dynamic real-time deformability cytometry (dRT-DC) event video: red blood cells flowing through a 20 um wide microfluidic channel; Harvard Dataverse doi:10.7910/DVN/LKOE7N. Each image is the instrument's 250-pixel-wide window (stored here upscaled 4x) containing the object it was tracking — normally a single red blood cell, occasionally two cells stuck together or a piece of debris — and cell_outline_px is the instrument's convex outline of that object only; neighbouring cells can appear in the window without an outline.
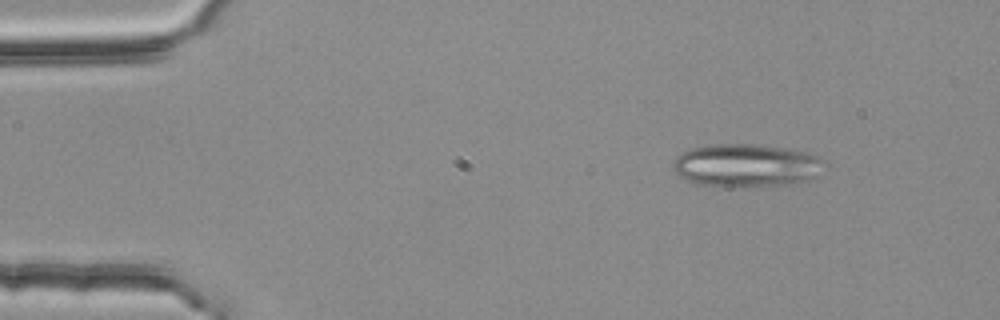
{"species": "common noctule bat (a hibernating species)", "species_latin": "Nyctalus noctula", "temperature_condition": "room temperature", "stored_images_in_passage": 3, "camera_frame_rate_fps": 3000, "um_per_image_px": 0.085, "animal": {"sex": "female", "body_mass_g": 25.1}, "frame": {"image": 1, "passage_image": 1, "time_ms": 0.0, "image_size_px": [1000, 320], "cell_outline_px": [[824, 160], [816, 176], [808, 180], [788, 184], [700, 184], [676, 176], [672, 168], [672, 164], [676, 156], [692, 148], [712, 144], [752, 144], [804, 152], [816, 156]], "centroid_in_image_um": [63.36, 14.02], "position_along_channel_um": 21.6, "area_um2": 36.47}}